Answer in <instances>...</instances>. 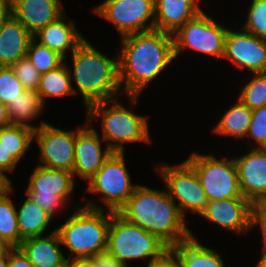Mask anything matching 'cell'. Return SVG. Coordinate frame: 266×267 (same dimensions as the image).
<instances>
[{
	"label": "cell",
	"mask_w": 266,
	"mask_h": 267,
	"mask_svg": "<svg viewBox=\"0 0 266 267\" xmlns=\"http://www.w3.org/2000/svg\"><path fill=\"white\" fill-rule=\"evenodd\" d=\"M118 55V78L130 105L137 103L144 88L175 59L173 34L159 30L121 37ZM124 87V88H122Z\"/></svg>",
	"instance_id": "1"
},
{
	"label": "cell",
	"mask_w": 266,
	"mask_h": 267,
	"mask_svg": "<svg viewBox=\"0 0 266 267\" xmlns=\"http://www.w3.org/2000/svg\"><path fill=\"white\" fill-rule=\"evenodd\" d=\"M118 213L128 222L158 236L169 247L178 245L192 235L184 215L167 190L160 191L138 184Z\"/></svg>",
	"instance_id": "2"
},
{
	"label": "cell",
	"mask_w": 266,
	"mask_h": 267,
	"mask_svg": "<svg viewBox=\"0 0 266 267\" xmlns=\"http://www.w3.org/2000/svg\"><path fill=\"white\" fill-rule=\"evenodd\" d=\"M73 72L68 67L71 81L83 97L86 109L94 103L119 98L123 93L118 78V55L111 58L98 51L84 39L71 53ZM121 91V92H120Z\"/></svg>",
	"instance_id": "3"
},
{
	"label": "cell",
	"mask_w": 266,
	"mask_h": 267,
	"mask_svg": "<svg viewBox=\"0 0 266 267\" xmlns=\"http://www.w3.org/2000/svg\"><path fill=\"white\" fill-rule=\"evenodd\" d=\"M93 200L88 199L83 206L74 209V213L56 229L61 246L70 252L67 260L89 259L107 250L113 211L106 213L104 207Z\"/></svg>",
	"instance_id": "4"
},
{
	"label": "cell",
	"mask_w": 266,
	"mask_h": 267,
	"mask_svg": "<svg viewBox=\"0 0 266 267\" xmlns=\"http://www.w3.org/2000/svg\"><path fill=\"white\" fill-rule=\"evenodd\" d=\"M118 100L91 104L87 108V121L92 124L101 118V138L113 152L125 153L127 142L151 143L147 117L128 110Z\"/></svg>",
	"instance_id": "5"
},
{
	"label": "cell",
	"mask_w": 266,
	"mask_h": 267,
	"mask_svg": "<svg viewBox=\"0 0 266 267\" xmlns=\"http://www.w3.org/2000/svg\"><path fill=\"white\" fill-rule=\"evenodd\" d=\"M169 246L158 236L138 225L128 222L118 212H113L108 229L106 252L121 263L151 260L160 256Z\"/></svg>",
	"instance_id": "6"
},
{
	"label": "cell",
	"mask_w": 266,
	"mask_h": 267,
	"mask_svg": "<svg viewBox=\"0 0 266 267\" xmlns=\"http://www.w3.org/2000/svg\"><path fill=\"white\" fill-rule=\"evenodd\" d=\"M193 152L185 161L194 169L208 201L243 197L234 158Z\"/></svg>",
	"instance_id": "7"
},
{
	"label": "cell",
	"mask_w": 266,
	"mask_h": 267,
	"mask_svg": "<svg viewBox=\"0 0 266 267\" xmlns=\"http://www.w3.org/2000/svg\"><path fill=\"white\" fill-rule=\"evenodd\" d=\"M228 29L202 10L173 33L175 59L182 51L194 50L221 60Z\"/></svg>",
	"instance_id": "8"
},
{
	"label": "cell",
	"mask_w": 266,
	"mask_h": 267,
	"mask_svg": "<svg viewBox=\"0 0 266 267\" xmlns=\"http://www.w3.org/2000/svg\"><path fill=\"white\" fill-rule=\"evenodd\" d=\"M75 180L73 172L38 165L30 175L25 195L54 217V213L71 204Z\"/></svg>",
	"instance_id": "9"
},
{
	"label": "cell",
	"mask_w": 266,
	"mask_h": 267,
	"mask_svg": "<svg viewBox=\"0 0 266 267\" xmlns=\"http://www.w3.org/2000/svg\"><path fill=\"white\" fill-rule=\"evenodd\" d=\"M124 154L113 152L85 189L87 193L98 194L106 210L113 212H118L127 203L138 186L132 184Z\"/></svg>",
	"instance_id": "10"
},
{
	"label": "cell",
	"mask_w": 266,
	"mask_h": 267,
	"mask_svg": "<svg viewBox=\"0 0 266 267\" xmlns=\"http://www.w3.org/2000/svg\"><path fill=\"white\" fill-rule=\"evenodd\" d=\"M156 169L184 217L187 212L200 216L208 199L194 169L185 160L173 166L161 163Z\"/></svg>",
	"instance_id": "11"
},
{
	"label": "cell",
	"mask_w": 266,
	"mask_h": 267,
	"mask_svg": "<svg viewBox=\"0 0 266 267\" xmlns=\"http://www.w3.org/2000/svg\"><path fill=\"white\" fill-rule=\"evenodd\" d=\"M92 10L115 26L121 37L154 30V0H105Z\"/></svg>",
	"instance_id": "12"
},
{
	"label": "cell",
	"mask_w": 266,
	"mask_h": 267,
	"mask_svg": "<svg viewBox=\"0 0 266 267\" xmlns=\"http://www.w3.org/2000/svg\"><path fill=\"white\" fill-rule=\"evenodd\" d=\"M33 139L39 146V158L42 161L38 165L73 172L76 129L64 130L46 122L34 130Z\"/></svg>",
	"instance_id": "13"
},
{
	"label": "cell",
	"mask_w": 266,
	"mask_h": 267,
	"mask_svg": "<svg viewBox=\"0 0 266 267\" xmlns=\"http://www.w3.org/2000/svg\"><path fill=\"white\" fill-rule=\"evenodd\" d=\"M223 59L251 73L266 72V40L241 29H228Z\"/></svg>",
	"instance_id": "14"
},
{
	"label": "cell",
	"mask_w": 266,
	"mask_h": 267,
	"mask_svg": "<svg viewBox=\"0 0 266 267\" xmlns=\"http://www.w3.org/2000/svg\"><path fill=\"white\" fill-rule=\"evenodd\" d=\"M85 122L86 125L78 126L76 129L73 176L89 182L113 151L107 145L102 148L101 144L104 140L101 139L98 131L91 127L87 119Z\"/></svg>",
	"instance_id": "15"
},
{
	"label": "cell",
	"mask_w": 266,
	"mask_h": 267,
	"mask_svg": "<svg viewBox=\"0 0 266 267\" xmlns=\"http://www.w3.org/2000/svg\"><path fill=\"white\" fill-rule=\"evenodd\" d=\"M202 218L236 234L252 230V203L244 197L208 201Z\"/></svg>",
	"instance_id": "16"
},
{
	"label": "cell",
	"mask_w": 266,
	"mask_h": 267,
	"mask_svg": "<svg viewBox=\"0 0 266 267\" xmlns=\"http://www.w3.org/2000/svg\"><path fill=\"white\" fill-rule=\"evenodd\" d=\"M242 196L251 203L266 196V148L250 149L234 158Z\"/></svg>",
	"instance_id": "17"
},
{
	"label": "cell",
	"mask_w": 266,
	"mask_h": 267,
	"mask_svg": "<svg viewBox=\"0 0 266 267\" xmlns=\"http://www.w3.org/2000/svg\"><path fill=\"white\" fill-rule=\"evenodd\" d=\"M60 0H21L11 9V15L34 36L65 12Z\"/></svg>",
	"instance_id": "18"
},
{
	"label": "cell",
	"mask_w": 266,
	"mask_h": 267,
	"mask_svg": "<svg viewBox=\"0 0 266 267\" xmlns=\"http://www.w3.org/2000/svg\"><path fill=\"white\" fill-rule=\"evenodd\" d=\"M33 38L41 45L47 46L58 53L64 59H67V54L72 53L85 39L84 35H81L76 29L74 21L71 19L66 20L65 13L42 28Z\"/></svg>",
	"instance_id": "19"
},
{
	"label": "cell",
	"mask_w": 266,
	"mask_h": 267,
	"mask_svg": "<svg viewBox=\"0 0 266 267\" xmlns=\"http://www.w3.org/2000/svg\"><path fill=\"white\" fill-rule=\"evenodd\" d=\"M33 35L11 14L0 27V67H11L27 57Z\"/></svg>",
	"instance_id": "20"
},
{
	"label": "cell",
	"mask_w": 266,
	"mask_h": 267,
	"mask_svg": "<svg viewBox=\"0 0 266 267\" xmlns=\"http://www.w3.org/2000/svg\"><path fill=\"white\" fill-rule=\"evenodd\" d=\"M198 3V0H154V29L175 33L202 11Z\"/></svg>",
	"instance_id": "21"
},
{
	"label": "cell",
	"mask_w": 266,
	"mask_h": 267,
	"mask_svg": "<svg viewBox=\"0 0 266 267\" xmlns=\"http://www.w3.org/2000/svg\"><path fill=\"white\" fill-rule=\"evenodd\" d=\"M60 245L55 228L49 235L23 240L18 248L34 267H65L67 258Z\"/></svg>",
	"instance_id": "22"
},
{
	"label": "cell",
	"mask_w": 266,
	"mask_h": 267,
	"mask_svg": "<svg viewBox=\"0 0 266 267\" xmlns=\"http://www.w3.org/2000/svg\"><path fill=\"white\" fill-rule=\"evenodd\" d=\"M172 248L178 254L181 267H225L219 253L201 244L193 233L190 238Z\"/></svg>",
	"instance_id": "23"
},
{
	"label": "cell",
	"mask_w": 266,
	"mask_h": 267,
	"mask_svg": "<svg viewBox=\"0 0 266 267\" xmlns=\"http://www.w3.org/2000/svg\"><path fill=\"white\" fill-rule=\"evenodd\" d=\"M20 209H16L20 244L23 240L43 236L53 218L26 195Z\"/></svg>",
	"instance_id": "24"
},
{
	"label": "cell",
	"mask_w": 266,
	"mask_h": 267,
	"mask_svg": "<svg viewBox=\"0 0 266 267\" xmlns=\"http://www.w3.org/2000/svg\"><path fill=\"white\" fill-rule=\"evenodd\" d=\"M45 104L37 91H25L20 97L7 105L10 125H22L33 130L43 126L42 121L38 126L30 124V121L42 114Z\"/></svg>",
	"instance_id": "25"
},
{
	"label": "cell",
	"mask_w": 266,
	"mask_h": 267,
	"mask_svg": "<svg viewBox=\"0 0 266 267\" xmlns=\"http://www.w3.org/2000/svg\"><path fill=\"white\" fill-rule=\"evenodd\" d=\"M224 113L213 132L222 137L245 138L251 123L252 110L239 99Z\"/></svg>",
	"instance_id": "26"
},
{
	"label": "cell",
	"mask_w": 266,
	"mask_h": 267,
	"mask_svg": "<svg viewBox=\"0 0 266 267\" xmlns=\"http://www.w3.org/2000/svg\"><path fill=\"white\" fill-rule=\"evenodd\" d=\"M69 69L67 67L66 59L64 63L58 68L41 74L39 87L37 93L42 98L46 105V98L49 97H66L75 95L73 90L76 87L72 86Z\"/></svg>",
	"instance_id": "27"
},
{
	"label": "cell",
	"mask_w": 266,
	"mask_h": 267,
	"mask_svg": "<svg viewBox=\"0 0 266 267\" xmlns=\"http://www.w3.org/2000/svg\"><path fill=\"white\" fill-rule=\"evenodd\" d=\"M34 130L22 125H9L0 128V144L19 163L30 150Z\"/></svg>",
	"instance_id": "28"
},
{
	"label": "cell",
	"mask_w": 266,
	"mask_h": 267,
	"mask_svg": "<svg viewBox=\"0 0 266 267\" xmlns=\"http://www.w3.org/2000/svg\"><path fill=\"white\" fill-rule=\"evenodd\" d=\"M0 198V238L4 239L13 248L20 246V232L17 224L16 207L10 194Z\"/></svg>",
	"instance_id": "29"
},
{
	"label": "cell",
	"mask_w": 266,
	"mask_h": 267,
	"mask_svg": "<svg viewBox=\"0 0 266 267\" xmlns=\"http://www.w3.org/2000/svg\"><path fill=\"white\" fill-rule=\"evenodd\" d=\"M27 58L40 74L54 70L64 63V58L34 38L30 41Z\"/></svg>",
	"instance_id": "30"
},
{
	"label": "cell",
	"mask_w": 266,
	"mask_h": 267,
	"mask_svg": "<svg viewBox=\"0 0 266 267\" xmlns=\"http://www.w3.org/2000/svg\"><path fill=\"white\" fill-rule=\"evenodd\" d=\"M238 97L250 110L266 106V72L253 73L252 79L242 86Z\"/></svg>",
	"instance_id": "31"
},
{
	"label": "cell",
	"mask_w": 266,
	"mask_h": 267,
	"mask_svg": "<svg viewBox=\"0 0 266 267\" xmlns=\"http://www.w3.org/2000/svg\"><path fill=\"white\" fill-rule=\"evenodd\" d=\"M245 31L266 40V0H252L247 11Z\"/></svg>",
	"instance_id": "32"
},
{
	"label": "cell",
	"mask_w": 266,
	"mask_h": 267,
	"mask_svg": "<svg viewBox=\"0 0 266 267\" xmlns=\"http://www.w3.org/2000/svg\"><path fill=\"white\" fill-rule=\"evenodd\" d=\"M25 91L11 67H0V102L8 105Z\"/></svg>",
	"instance_id": "33"
},
{
	"label": "cell",
	"mask_w": 266,
	"mask_h": 267,
	"mask_svg": "<svg viewBox=\"0 0 266 267\" xmlns=\"http://www.w3.org/2000/svg\"><path fill=\"white\" fill-rule=\"evenodd\" d=\"M11 68L27 91H37L41 74L27 57L19 59Z\"/></svg>",
	"instance_id": "34"
},
{
	"label": "cell",
	"mask_w": 266,
	"mask_h": 267,
	"mask_svg": "<svg viewBox=\"0 0 266 267\" xmlns=\"http://www.w3.org/2000/svg\"><path fill=\"white\" fill-rule=\"evenodd\" d=\"M246 137L252 138L257 143L255 148H266V106L252 110Z\"/></svg>",
	"instance_id": "35"
},
{
	"label": "cell",
	"mask_w": 266,
	"mask_h": 267,
	"mask_svg": "<svg viewBox=\"0 0 266 267\" xmlns=\"http://www.w3.org/2000/svg\"><path fill=\"white\" fill-rule=\"evenodd\" d=\"M260 227L263 242H266V196L252 203V228Z\"/></svg>",
	"instance_id": "36"
},
{
	"label": "cell",
	"mask_w": 266,
	"mask_h": 267,
	"mask_svg": "<svg viewBox=\"0 0 266 267\" xmlns=\"http://www.w3.org/2000/svg\"><path fill=\"white\" fill-rule=\"evenodd\" d=\"M147 267H181L177 252L169 247L160 256L148 261Z\"/></svg>",
	"instance_id": "37"
},
{
	"label": "cell",
	"mask_w": 266,
	"mask_h": 267,
	"mask_svg": "<svg viewBox=\"0 0 266 267\" xmlns=\"http://www.w3.org/2000/svg\"><path fill=\"white\" fill-rule=\"evenodd\" d=\"M94 267H128L107 252L98 254L88 259Z\"/></svg>",
	"instance_id": "38"
},
{
	"label": "cell",
	"mask_w": 266,
	"mask_h": 267,
	"mask_svg": "<svg viewBox=\"0 0 266 267\" xmlns=\"http://www.w3.org/2000/svg\"><path fill=\"white\" fill-rule=\"evenodd\" d=\"M8 267H34L19 248L8 253Z\"/></svg>",
	"instance_id": "39"
},
{
	"label": "cell",
	"mask_w": 266,
	"mask_h": 267,
	"mask_svg": "<svg viewBox=\"0 0 266 267\" xmlns=\"http://www.w3.org/2000/svg\"><path fill=\"white\" fill-rule=\"evenodd\" d=\"M18 162L6 151L3 145L0 144V170L6 173L14 172Z\"/></svg>",
	"instance_id": "40"
},
{
	"label": "cell",
	"mask_w": 266,
	"mask_h": 267,
	"mask_svg": "<svg viewBox=\"0 0 266 267\" xmlns=\"http://www.w3.org/2000/svg\"><path fill=\"white\" fill-rule=\"evenodd\" d=\"M13 189L12 182L5 171L0 170V198L9 194Z\"/></svg>",
	"instance_id": "41"
},
{
	"label": "cell",
	"mask_w": 266,
	"mask_h": 267,
	"mask_svg": "<svg viewBox=\"0 0 266 267\" xmlns=\"http://www.w3.org/2000/svg\"><path fill=\"white\" fill-rule=\"evenodd\" d=\"M65 267H94L88 259H69Z\"/></svg>",
	"instance_id": "42"
},
{
	"label": "cell",
	"mask_w": 266,
	"mask_h": 267,
	"mask_svg": "<svg viewBox=\"0 0 266 267\" xmlns=\"http://www.w3.org/2000/svg\"><path fill=\"white\" fill-rule=\"evenodd\" d=\"M9 115L7 110V105L0 102V128L9 126Z\"/></svg>",
	"instance_id": "43"
},
{
	"label": "cell",
	"mask_w": 266,
	"mask_h": 267,
	"mask_svg": "<svg viewBox=\"0 0 266 267\" xmlns=\"http://www.w3.org/2000/svg\"><path fill=\"white\" fill-rule=\"evenodd\" d=\"M10 14V8L8 7L6 1L0 0V27Z\"/></svg>",
	"instance_id": "44"
},
{
	"label": "cell",
	"mask_w": 266,
	"mask_h": 267,
	"mask_svg": "<svg viewBox=\"0 0 266 267\" xmlns=\"http://www.w3.org/2000/svg\"><path fill=\"white\" fill-rule=\"evenodd\" d=\"M12 249L13 247L9 243L0 238V258L7 256Z\"/></svg>",
	"instance_id": "45"
},
{
	"label": "cell",
	"mask_w": 266,
	"mask_h": 267,
	"mask_svg": "<svg viewBox=\"0 0 266 267\" xmlns=\"http://www.w3.org/2000/svg\"><path fill=\"white\" fill-rule=\"evenodd\" d=\"M262 247V255L253 267H266V245L263 243Z\"/></svg>",
	"instance_id": "46"
},
{
	"label": "cell",
	"mask_w": 266,
	"mask_h": 267,
	"mask_svg": "<svg viewBox=\"0 0 266 267\" xmlns=\"http://www.w3.org/2000/svg\"><path fill=\"white\" fill-rule=\"evenodd\" d=\"M0 267H8V255L0 258Z\"/></svg>",
	"instance_id": "47"
},
{
	"label": "cell",
	"mask_w": 266,
	"mask_h": 267,
	"mask_svg": "<svg viewBox=\"0 0 266 267\" xmlns=\"http://www.w3.org/2000/svg\"><path fill=\"white\" fill-rule=\"evenodd\" d=\"M8 7L11 9L14 5H16L18 2H20L21 0H5Z\"/></svg>",
	"instance_id": "48"
}]
</instances>
